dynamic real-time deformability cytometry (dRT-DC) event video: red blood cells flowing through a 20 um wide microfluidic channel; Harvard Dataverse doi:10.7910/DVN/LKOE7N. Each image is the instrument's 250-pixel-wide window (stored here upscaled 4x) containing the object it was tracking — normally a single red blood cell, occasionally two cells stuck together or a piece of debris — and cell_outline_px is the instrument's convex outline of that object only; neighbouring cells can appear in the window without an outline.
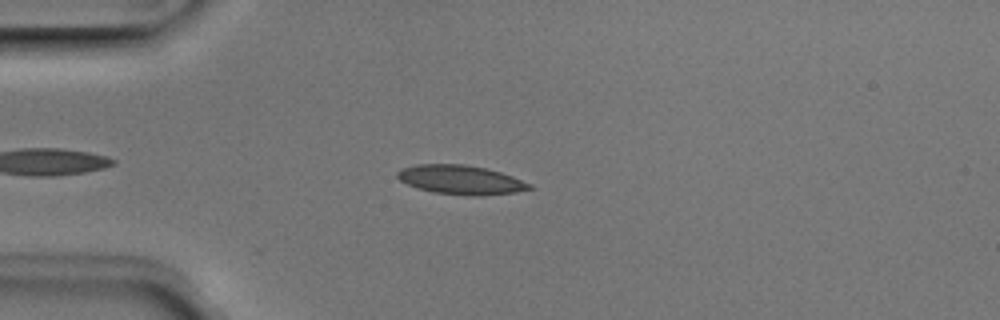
{"species": "Egyptian fruit bat (a non-hibernating species)", "species_latin": "Rousettus aegyptiacus", "temperature_condition": "room temperature", "stored_images_in_passage": 46, "camera_frame_rate_fps": 3000, "um_per_image_px": 0.085, "animal": {"sex": "male"}, "frame": {"image": 1, "passage_image": 8, "time_ms": 2.333, "image_size_px": [1000, 320], "cell_outline_px": [[532, 188], [516, 192], [480, 196], [472, 196], [432, 192], [408, 184], [400, 180], [396, 176], [396, 172], [400, 168], [416, 164], [464, 164], [484, 168], [500, 172], [512, 176], [532, 184]], "centroid_in_image_um": [39.15, 15.28], "position_along_channel_um": 45.9, "area_um2": 22.37}}
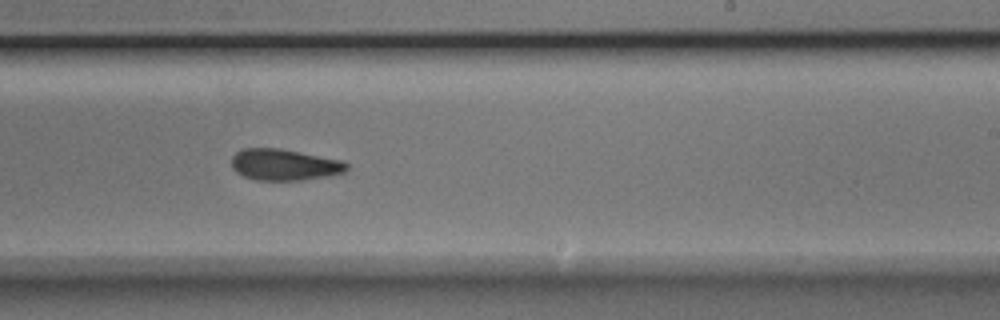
{"frame": {"image": 2, "passage_image": 26, "time_ms": 8.333, "image_size_px": [1000, 320], "cell_outline_px": [[348, 168], [344, 172], [328, 176], [300, 180], [256, 180], [244, 176], [236, 172], [232, 168], [232, 156], [236, 152], [244, 148], [280, 148], [344, 160], [348, 164]], "centroid_in_image_um": [24.18, 13.99], "position_along_channel_um": 264.8, "area_um2": 21.15}}
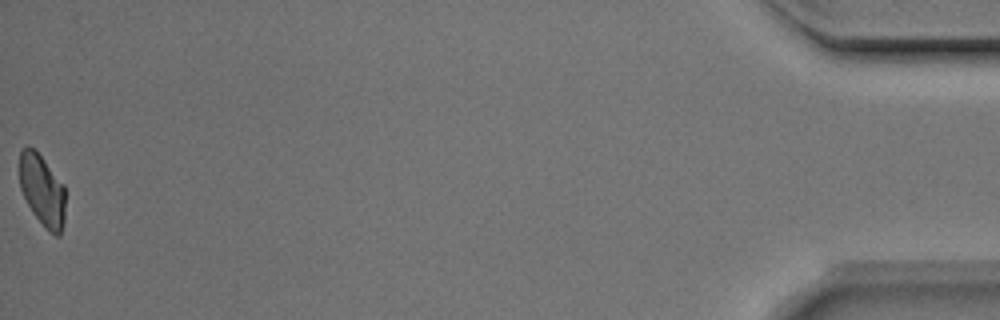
{"frame": {"image": 3, "passage_image": 46, "time_ms": 15.0, "image_size_px": [1000, 320], "cell_outline_px": [[64, 220], [60, 236], [56, 236], [48, 232], [32, 212], [20, 188], [20, 152], [28, 144], [44, 160], [64, 184]], "centroid_in_image_um": [3.6, 16.21], "position_along_channel_um": 431.6, "area_um2": 18.96}, "authors_computed_cell_mechanics": {"area_um2": 21.3282, "velocity_mm_per_s": 3.9692, "shape_relaxation_time_tau1_ms": 10.2732, "shape_relaxation_time_tau2_ms": 10.3542, "deformation_change_tau1": 0.2106, "deformation_change_tau2": 0.16}}